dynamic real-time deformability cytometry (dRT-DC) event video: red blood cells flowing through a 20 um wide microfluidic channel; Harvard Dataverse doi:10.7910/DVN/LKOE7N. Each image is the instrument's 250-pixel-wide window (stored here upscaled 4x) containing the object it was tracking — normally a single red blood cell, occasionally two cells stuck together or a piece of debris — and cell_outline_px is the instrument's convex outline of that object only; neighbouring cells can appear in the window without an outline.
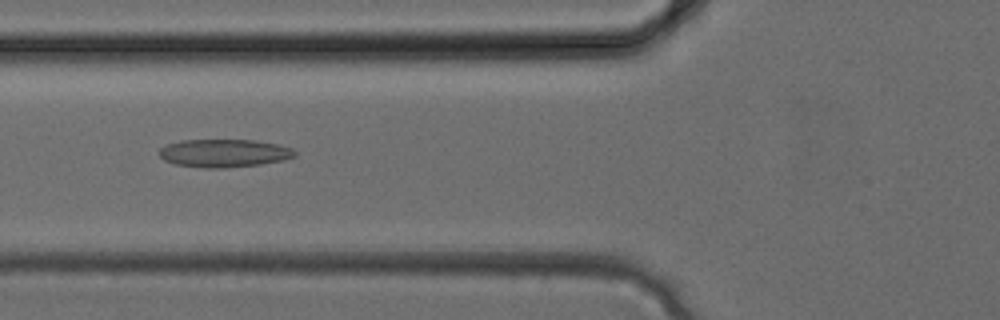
{"species": "common noctule bat (a hibernating species)", "species_latin": "Nyctalus noctula", "temperature_condition": "cold", "stored_images_in_passage": 34, "camera_frame_rate_fps": 3000, "um_per_image_px": 0.085, "animal": {"sex": "female", "body_mass_g": 24.6, "forearm_length_mm": 56.2}, "frame": {"image": 1, "passage_image": 13, "time_ms": 4.0, "image_size_px": [1000, 320], "cell_outline_px": [[296, 156], [284, 160], [260, 164], [224, 168], [204, 168], [176, 164], [164, 160], [160, 156], [160, 148], [168, 144], [180, 140], [256, 140], [276, 144], [292, 148], [296, 152]], "centroid_in_image_um": [19.06, 13.02], "position_along_channel_um": 106.7, "area_um2": 22.08}}
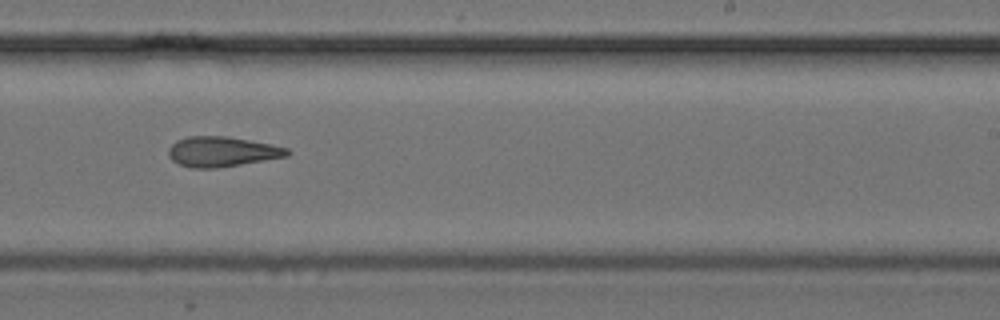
{"frame": {"image": 2, "passage_image": 21, "time_ms": 6.667, "image_size_px": [1000, 320], "cell_outline_px": [[292, 152], [288, 156], [216, 168], [192, 168], [180, 164], [172, 160], [168, 156], [168, 148], [176, 140], [188, 136], [228, 136], [272, 144], [288, 148]], "centroid_in_image_um": [18.87, 12.88], "position_along_channel_um": 270.1, "area_um2": 20.87}}
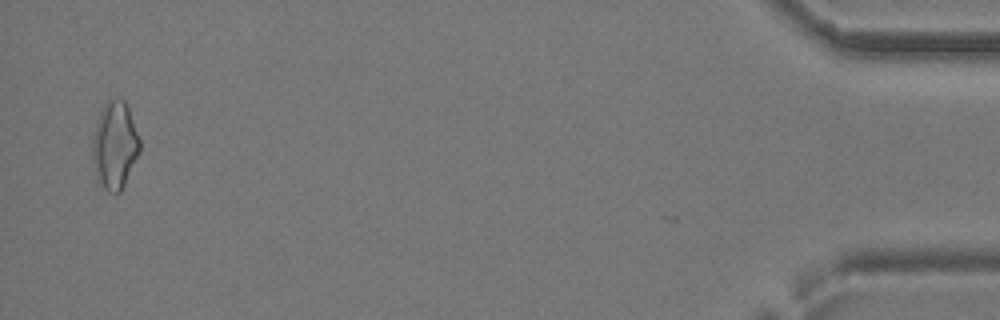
{"frame": {"image": 3, "passage_image": 33, "time_ms": 10.667, "image_size_px": [1000, 320], "cell_outline_px": [[140, 152], [120, 192], [108, 192], [96, 184], [92, 160], [92, 136], [100, 112], [104, 104], [108, 100], [124, 100], [128, 108], [140, 140]], "centroid_in_image_um": [9.72, 12.41], "position_along_channel_um": 425.5, "area_um2": 24.22}}